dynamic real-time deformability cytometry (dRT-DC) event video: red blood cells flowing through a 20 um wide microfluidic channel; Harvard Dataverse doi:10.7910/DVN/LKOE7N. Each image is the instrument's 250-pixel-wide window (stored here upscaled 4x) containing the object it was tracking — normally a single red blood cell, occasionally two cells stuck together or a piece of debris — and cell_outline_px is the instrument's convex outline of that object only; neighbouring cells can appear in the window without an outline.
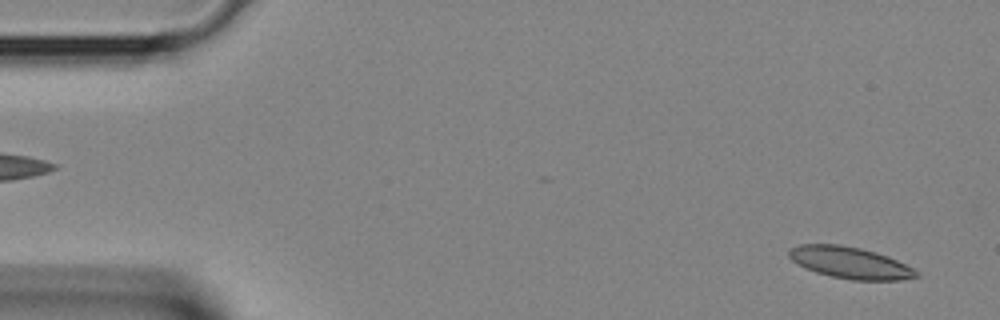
{"species": "Egyptian fruit bat (a non-hibernating species)", "species_latin": "Rousettus aegyptiacus", "temperature_condition": "room temperature", "stored_images_in_passage": 37, "camera_frame_rate_fps": 3000, "um_per_image_px": 0.085, "animal": {"sex": "female"}, "frame": {"image": 1, "passage_image": 1, "time_ms": 0.0, "image_size_px": [1000, 320], "cell_outline_px": [[920, 276], [900, 280], [852, 280], [832, 276], [816, 272], [804, 268], [792, 260], [788, 256], [788, 248], [800, 244], [840, 244], [860, 248], [876, 252], [888, 256], [912, 268]], "centroid_in_image_um": [72.2, 22.32], "position_along_channel_um": 12.8, "area_um2": 23.41}}
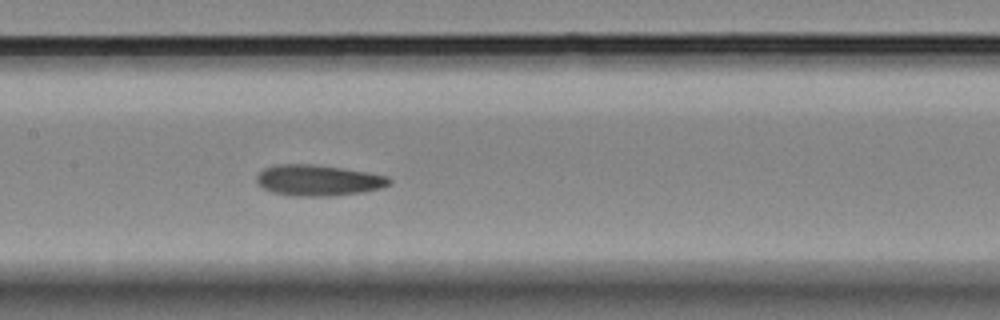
{"frame": {"image": 2, "passage_image": 17, "time_ms": 5.333, "image_size_px": [1000, 320], "cell_outline_px": [[392, 184], [384, 188], [364, 192], [332, 196], [288, 196], [272, 192], [256, 184], [256, 176], [264, 168], [276, 164], [316, 164], [368, 172], [388, 176], [392, 180]], "centroid_in_image_um": [27.07, 15.33], "position_along_channel_um": 180.3, "area_um2": 24.39}}
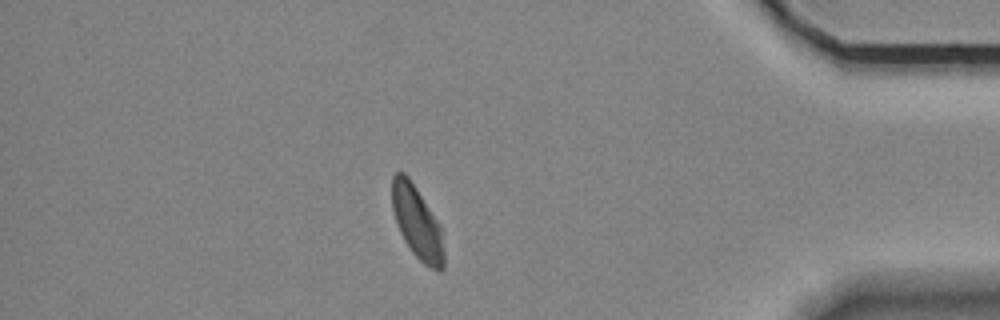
{"frame": {"image": 3, "passage_image": 32, "time_ms": 10.333, "image_size_px": [1000, 320], "cell_outline_px": [[444, 268], [440, 272], [424, 264], [412, 252], [404, 240], [396, 224], [392, 208], [392, 176], [396, 172], [404, 172], [408, 176], [440, 224], [444, 252]], "centroid_in_image_um": [35.45, 18.92], "position_along_channel_um": 399.8, "area_um2": 21.91}}